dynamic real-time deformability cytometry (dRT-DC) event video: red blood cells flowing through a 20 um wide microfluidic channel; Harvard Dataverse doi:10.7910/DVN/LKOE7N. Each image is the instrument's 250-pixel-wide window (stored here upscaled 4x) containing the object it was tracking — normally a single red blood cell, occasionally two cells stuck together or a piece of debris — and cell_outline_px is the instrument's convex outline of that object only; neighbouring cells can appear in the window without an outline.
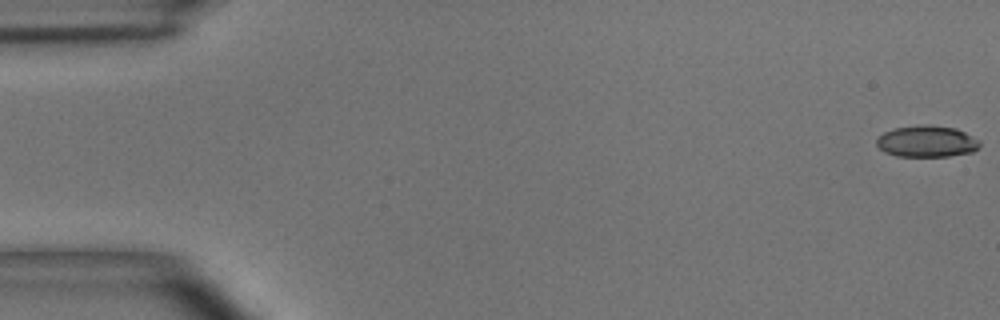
{"species": "common noctule bat (a hibernating species)", "species_latin": "Nyctalus noctula", "temperature_condition": "room temperature", "stored_images_in_passage": 55, "camera_frame_rate_fps": 3000, "um_per_image_px": 0.085, "animal": {"sex": "male", "body_mass_g": 15.6}, "frame": {"image": 1, "passage_image": 1, "time_ms": 0.0, "image_size_px": [1000, 320], "cell_outline_px": [[980, 144], [972, 152], [948, 156], [896, 156], [884, 152], [876, 144], [876, 140], [884, 132], [892, 128], [920, 124], [928, 124], [956, 128], [980, 140]], "centroid_in_image_um": [78.75, 12.0], "position_along_channel_um": 6.2, "area_um2": 19.02}}
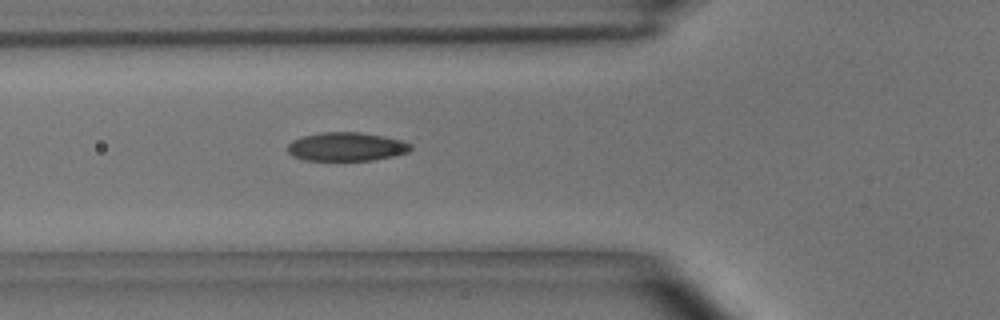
{"frame": {"image": 2, "passage_image": 20, "time_ms": 6.333, "image_size_px": [1000, 320], "cell_outline_px": [[412, 148], [408, 152], [392, 156], [372, 160], [304, 160], [292, 156], [288, 152], [288, 144], [292, 140], [304, 136], [320, 132], [360, 132], [384, 136], [400, 140], [412, 144]], "centroid_in_image_um": [29.43, 12.46], "position_along_channel_um": 96.4, "area_um2": 20.52}}
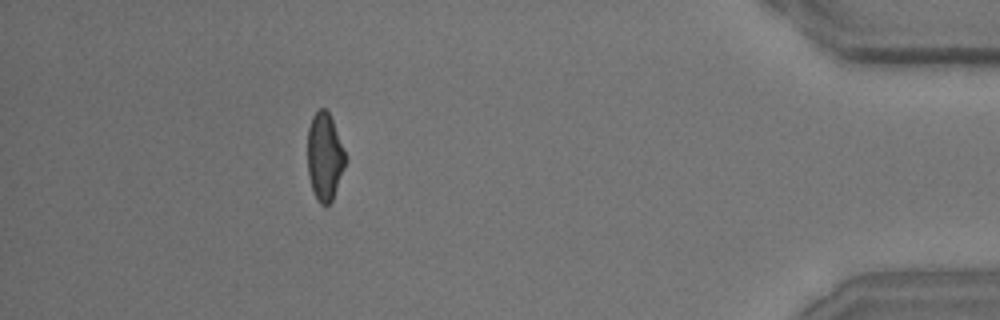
{"frame": {"image": 3, "passage_image": 50, "time_ms": 16.333, "image_size_px": [1000, 320], "cell_outline_px": [[344, 164], [332, 200], [328, 204], [320, 204], [312, 188], [308, 172], [308, 128], [312, 116], [320, 108], [324, 108], [328, 112], [332, 120], [344, 152]], "centroid_in_image_um": [27.56, 13.29], "position_along_channel_um": 407.6, "area_um2": 18.5}, "authors_computed_cell_mechanics": {"area_um2": 20.0566, "velocity_mm_per_s": 3.6291, "shape_relaxation_time_tau1_ms": 3.8101, "shape_relaxation_time_tau2_ms": 1.6549, "deformation_change_tau1": 0.1319, "deformation_change_tau2": 0.0625}}